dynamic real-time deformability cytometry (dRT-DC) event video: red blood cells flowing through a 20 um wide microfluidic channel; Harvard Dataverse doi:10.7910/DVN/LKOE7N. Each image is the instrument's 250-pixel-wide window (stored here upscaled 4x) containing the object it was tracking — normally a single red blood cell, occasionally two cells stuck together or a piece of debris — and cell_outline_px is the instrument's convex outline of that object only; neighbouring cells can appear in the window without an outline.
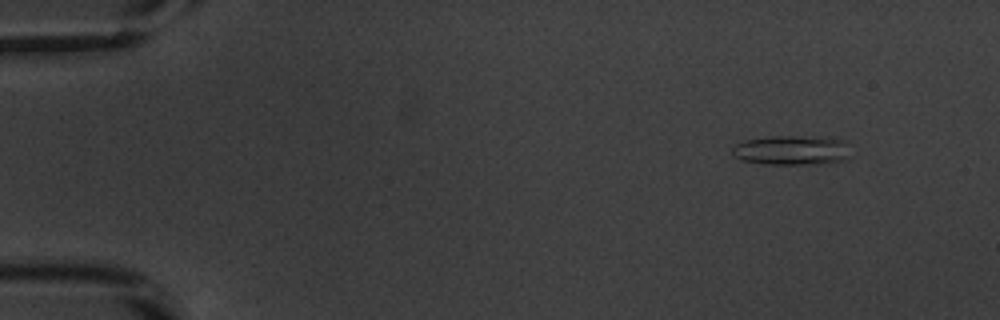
{"species": "common noctule bat (a hibernating species)", "species_latin": "Nyctalus noctula", "temperature_condition": "warm", "stored_images_in_passage": 48, "camera_frame_rate_fps": 3000, "um_per_image_px": 0.085, "animal": {"sex": "male", "body_mass_g": 20.1, "forearm_length_mm": 53.5}, "frame": {"image": 1, "passage_image": 1, "time_ms": 0.0, "image_size_px": [1000, 320], "cell_outline_px": [[848, 160], [820, 164], [764, 164], [740, 160], [732, 152], [732, 148], [736, 144], [744, 140], [772, 136], [796, 136], [844, 140]], "centroid_in_image_um": [67.23, 12.79], "position_along_channel_um": 17.8, "area_um2": 20.11}}
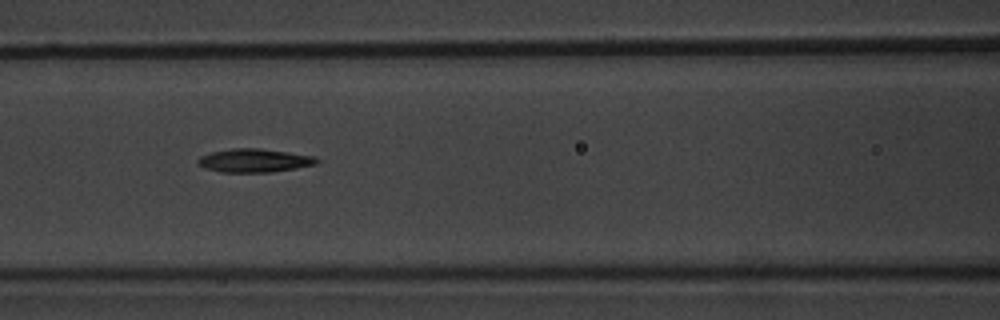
{"frame": {"image": 2, "passage_image": 19, "time_ms": 6.0, "image_size_px": [1000, 320], "cell_outline_px": [[320, 160], [316, 164], [296, 168], [272, 172], [220, 172], [204, 168], [196, 160], [200, 156], [212, 152], [232, 148], [260, 148], [316, 156]], "centroid_in_image_um": [21.63, 13.64], "position_along_channel_um": 145.0, "area_um2": 16.3}}
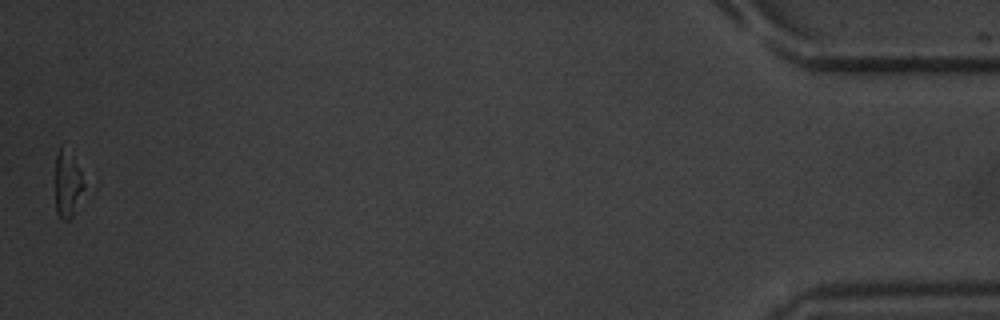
{"frame": {"image": 3, "passage_image": 48, "time_ms": 15.667, "image_size_px": [1000, 320], "cell_outline_px": [[84, 188], [72, 216], [68, 220], [64, 220], [56, 212], [56, 156], [60, 144], [72, 160], [80, 172], [84, 184]], "centroid_in_image_um": [5.72, 15.72], "position_along_channel_um": 429.5, "area_um2": 10.4}, "authors_computed_cell_mechanics": {"area_um2": 15.7794, "velocity_mm_per_s": 3.8509, "shape_relaxation_time_tau1_ms": 6.026, "shape_relaxation_time_tau2_ms": 7.3508, "deformation_change_tau1": 0.1819, "deformation_change_tau2": 0.214}}